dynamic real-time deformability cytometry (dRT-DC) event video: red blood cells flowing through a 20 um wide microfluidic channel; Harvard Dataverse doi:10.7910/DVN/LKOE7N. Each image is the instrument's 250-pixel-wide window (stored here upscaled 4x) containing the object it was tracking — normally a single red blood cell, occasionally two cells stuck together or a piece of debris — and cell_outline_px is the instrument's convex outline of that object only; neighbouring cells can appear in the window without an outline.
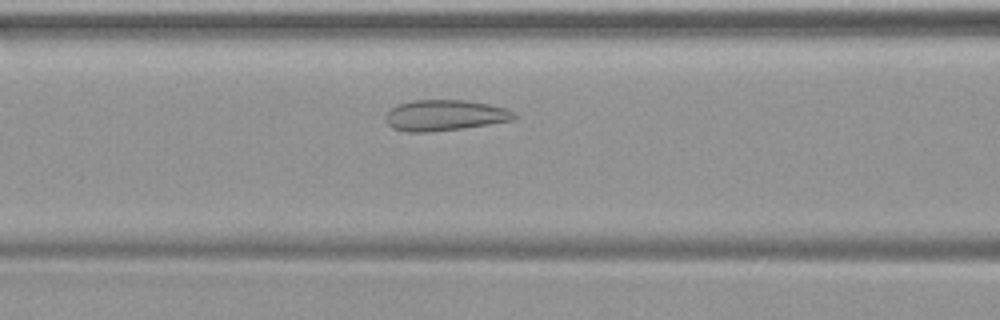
{"species": "common noctule bat (a hibernating species)", "species_latin": "Nyctalus noctula", "temperature_condition": "warm", "stored_images_in_passage": 43, "camera_frame_rate_fps": 3000, "um_per_image_px": 0.085, "animal": {"sex": "female", "body_mass_g": 19.9}, "frame": {"image": 1, "passage_image": 14, "time_ms": 4.333, "image_size_px": [1000, 320], "cell_outline_px": [[516, 116], [512, 120], [464, 128], [428, 132], [404, 132], [392, 128], [384, 120], [384, 116], [392, 108], [400, 104], [412, 100], [468, 100], [508, 108], [516, 112]], "centroid_in_image_um": [37.8, 9.8], "position_along_channel_um": 128.8, "area_um2": 23.24}}
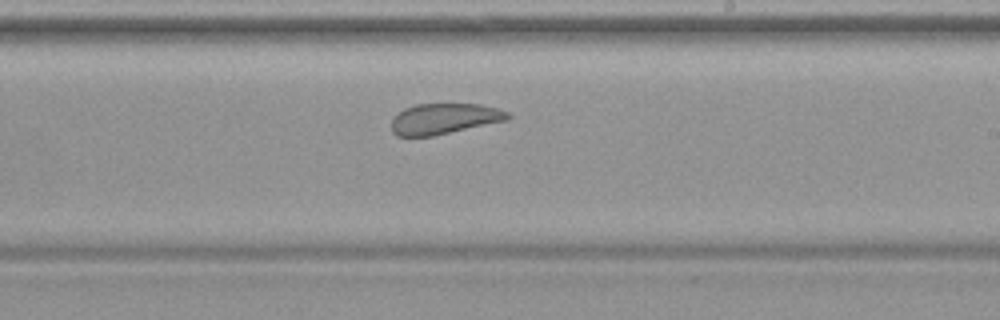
{"frame": {"image": 2, "passage_image": 23, "time_ms": 7.333, "image_size_px": [1000, 320], "cell_outline_px": [[512, 116], [508, 120], [432, 136], [396, 136], [392, 132], [392, 120], [404, 108], [416, 104], [480, 104], [500, 108], [508, 112]], "centroid_in_image_um": [37.8, 10.09], "position_along_channel_um": 251.2, "area_um2": 20.81}}
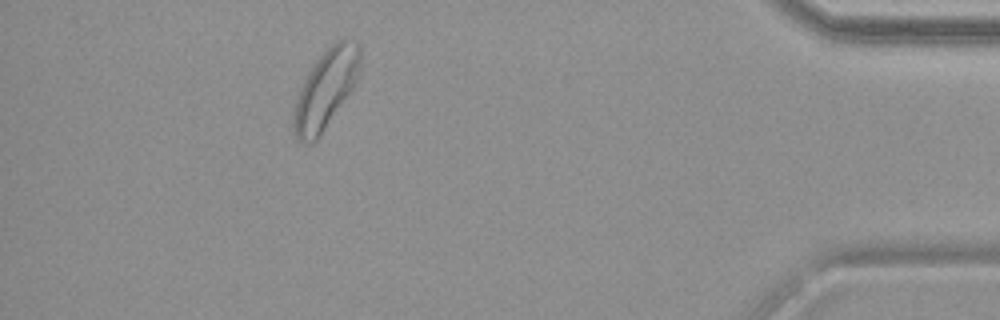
{"frame": {"image": 3, "passage_image": 38, "time_ms": 12.333, "image_size_px": [1000, 320], "cell_outline_px": [[360, 60], [356, 80], [352, 88], [316, 140], [312, 144], [308, 144], [296, 140], [292, 128], [292, 116], [296, 96], [308, 72], [316, 60], [336, 40], [344, 36], [356, 40], [360, 44]], "centroid_in_image_um": [27.65, 7.56], "position_along_channel_um": 407.5, "area_um2": 30.46}}